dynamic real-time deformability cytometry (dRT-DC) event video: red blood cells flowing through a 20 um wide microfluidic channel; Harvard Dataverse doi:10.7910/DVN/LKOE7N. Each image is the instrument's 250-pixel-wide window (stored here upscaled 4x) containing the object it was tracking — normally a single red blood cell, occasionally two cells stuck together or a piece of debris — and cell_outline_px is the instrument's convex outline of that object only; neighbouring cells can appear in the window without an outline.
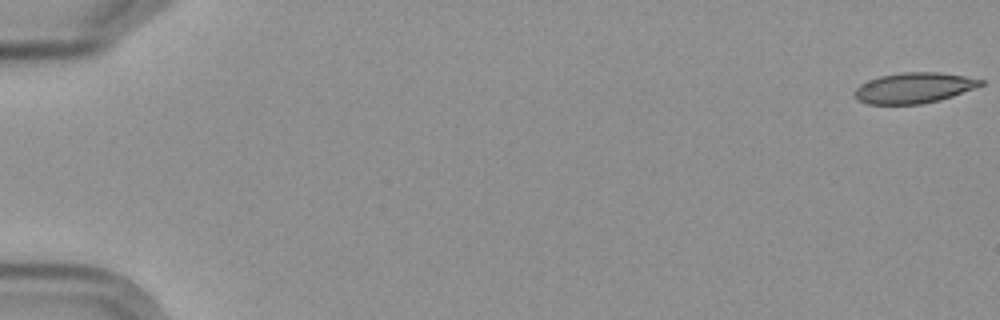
{"species": "Egyptian fruit bat (a non-hibernating species)", "species_latin": "Rousettus aegyptiacus", "temperature_condition": "cold", "stored_images_in_passage": 6, "camera_frame_rate_fps": 3000, "um_per_image_px": 0.085, "frame": {"image": 1, "passage_image": 1, "time_ms": 0.0, "image_size_px": [1000, 320], "cell_outline_px": [[984, 84], [976, 88], [940, 100], [920, 104], [868, 104], [856, 100], [852, 96], [852, 92], [860, 84], [868, 80], [880, 76], [904, 72], [936, 72], [964, 76], [984, 80]], "centroid_in_image_um": [77.64, 7.48], "position_along_channel_um": 7.4, "area_um2": 22.6}}
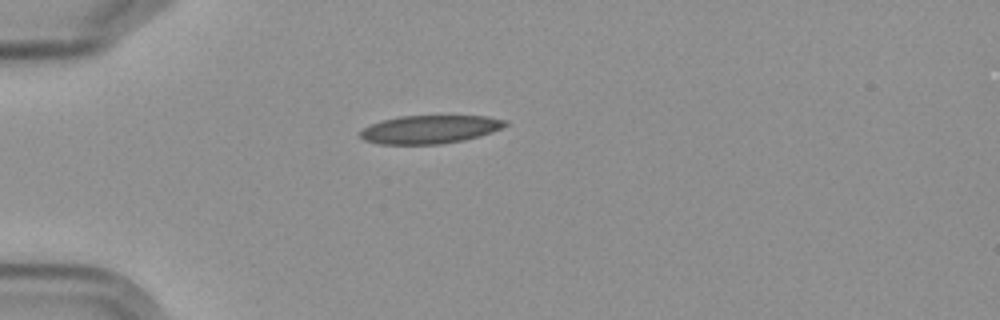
{"frame": {"image": 2, "passage_image": 5, "time_ms": 5.333, "image_size_px": [1000, 320], "cell_outline_px": [[508, 124], [492, 132], [480, 136], [464, 140], [444, 144], [380, 144], [364, 140], [360, 136], [360, 132], [364, 128], [380, 120], [400, 116], [488, 116], [508, 120]], "centroid_in_image_um": [36.56, 10.99], "position_along_channel_um": 48.4, "area_um2": 23.93}}